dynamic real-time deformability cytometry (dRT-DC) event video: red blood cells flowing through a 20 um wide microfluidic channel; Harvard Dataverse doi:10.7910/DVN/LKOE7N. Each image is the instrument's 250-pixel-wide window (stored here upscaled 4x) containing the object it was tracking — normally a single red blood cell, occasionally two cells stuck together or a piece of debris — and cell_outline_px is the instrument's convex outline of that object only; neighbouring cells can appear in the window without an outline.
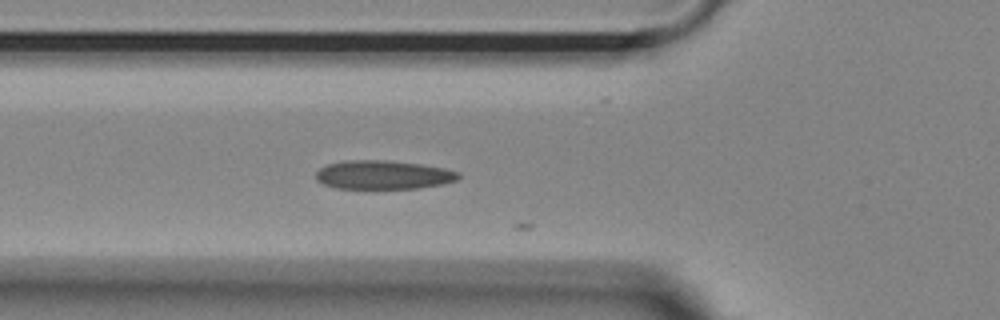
{"species": "Egyptian fruit bat (a non-hibernating species)", "species_latin": "Rousettus aegyptiacus", "temperature_condition": "room temperature", "stored_images_in_passage": 10, "camera_frame_rate_fps": 3000, "um_per_image_px": 0.085, "animal": {"sex": "female"}, "frame": {"image": 1, "passage_image": 3, "time_ms": 0.667, "image_size_px": [1000, 320], "cell_outline_px": [[460, 176], [456, 180], [444, 184], [416, 188], [336, 188], [324, 184], [316, 180], [316, 172], [320, 168], [328, 164], [344, 160], [388, 160], [420, 164], [444, 168], [460, 172]], "centroid_in_image_um": [32.57, 14.85], "position_along_channel_um": 93.2, "area_um2": 23.87}}
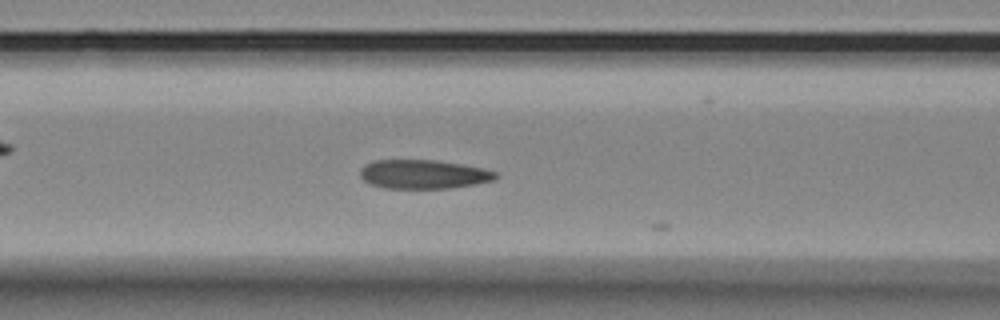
{"frame": {"image": 2, "passage_image": 6, "time_ms": 1.667, "image_size_px": [1000, 320], "cell_outline_px": [[500, 176], [496, 180], [476, 184], [452, 188], [384, 188], [368, 184], [360, 176], [360, 168], [364, 164], [372, 160], [436, 160], [484, 168], [496, 172]], "centroid_in_image_um": [35.99, 14.81], "position_along_channel_um": 130.6, "area_um2": 23.18}}
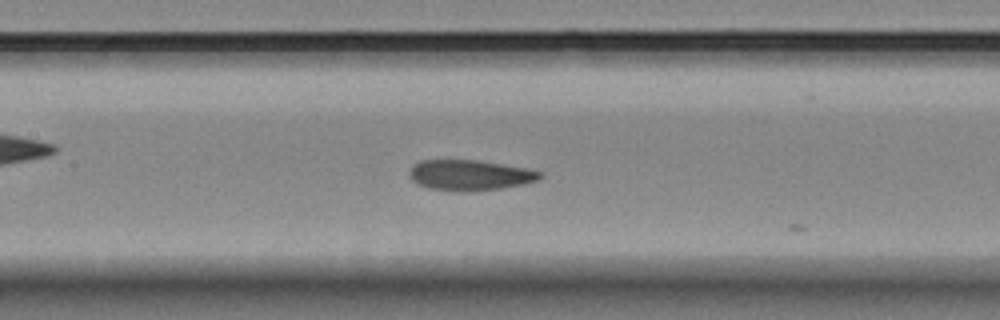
{"frame": {"image": 3, "passage_image": 9, "time_ms": 2.667, "image_size_px": [1000, 320], "cell_outline_px": [[544, 176], [540, 180], [524, 184], [500, 188], [472, 192], [456, 192], [428, 188], [416, 184], [408, 176], [408, 172], [412, 164], [420, 160], [476, 160], [528, 168], [544, 172]], "centroid_in_image_um": [39.93, 14.9], "position_along_channel_um": 167.5, "area_um2": 23.81}}